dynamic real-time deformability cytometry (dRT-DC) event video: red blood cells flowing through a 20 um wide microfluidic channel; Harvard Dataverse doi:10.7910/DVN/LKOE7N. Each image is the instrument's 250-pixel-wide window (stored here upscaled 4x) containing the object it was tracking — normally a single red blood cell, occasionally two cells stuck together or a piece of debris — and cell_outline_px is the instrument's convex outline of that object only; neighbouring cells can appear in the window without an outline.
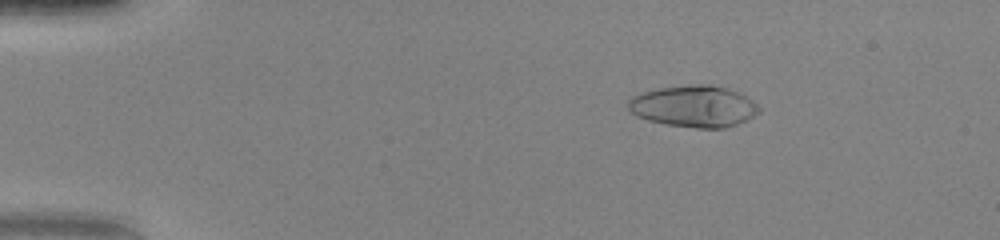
{"species": "human", "species_latin": "Homo sapiens", "temperature_condition": "warm", "stored_images_in_passage": 51, "camera_frame_rate_fps": 3000, "um_per_image_px": 0.085, "donor": {"sex": "female"}, "frame": {"image": 1, "passage_image": 9, "time_ms": 2.667, "image_size_px": [1000, 240], "cell_outline_px": [[760, 112], [736, 124], [724, 128], [696, 128], [668, 124], [648, 120], [636, 116], [628, 108], [628, 100], [632, 96], [640, 92], [660, 88], [688, 84], [712, 84], [736, 92], [752, 100], [760, 108]], "centroid_in_image_um": [58.94, 9.02], "position_along_channel_um": 26.1, "area_um2": 31.5}}
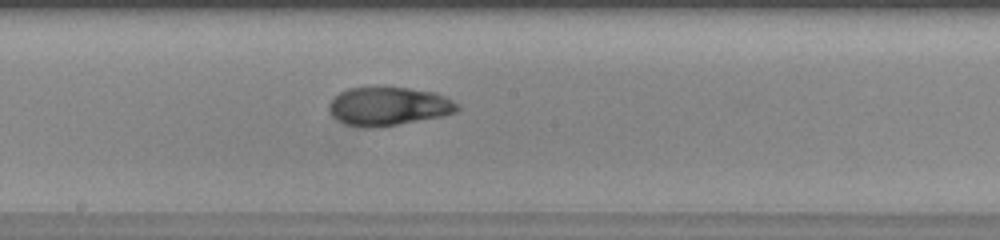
{"frame": {"image": 2, "passage_image": 29, "time_ms": 9.333, "image_size_px": [1000, 240], "cell_outline_px": [[460, 108], [456, 112], [444, 116], [372, 128], [368, 128], [344, 124], [336, 120], [332, 116], [328, 108], [328, 104], [340, 92], [348, 88], [408, 88], [436, 92], [460, 104]], "centroid_in_image_um": [33.03, 9.04], "position_along_channel_um": 215.2, "area_um2": 28.73}}
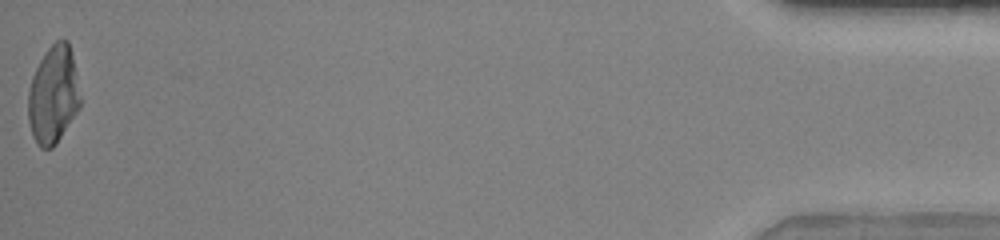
{"frame": {"image": 3, "passage_image": 51, "time_ms": 16.667, "image_size_px": [1000, 240], "cell_outline_px": [[80, 108], [56, 144], [52, 148], [40, 148], [36, 144], [32, 136], [28, 120], [28, 92], [32, 76], [40, 60], [48, 48], [56, 40], [68, 40], [76, 72], [80, 96]], "centroid_in_image_um": [4.52, 8.1], "position_along_channel_um": 430.7, "area_um2": 29.71}, "authors_computed_cell_mechanics": {"area_um2": 29.3624, "velocity_mm_per_s": 4.1674, "shape_relaxation_time_tau1_ms": 8.5524, "shape_relaxation_time_tau2_ms": 1.2474, "deformation_change_tau1": 0.384, "deformation_change_tau2": 0.0457}}